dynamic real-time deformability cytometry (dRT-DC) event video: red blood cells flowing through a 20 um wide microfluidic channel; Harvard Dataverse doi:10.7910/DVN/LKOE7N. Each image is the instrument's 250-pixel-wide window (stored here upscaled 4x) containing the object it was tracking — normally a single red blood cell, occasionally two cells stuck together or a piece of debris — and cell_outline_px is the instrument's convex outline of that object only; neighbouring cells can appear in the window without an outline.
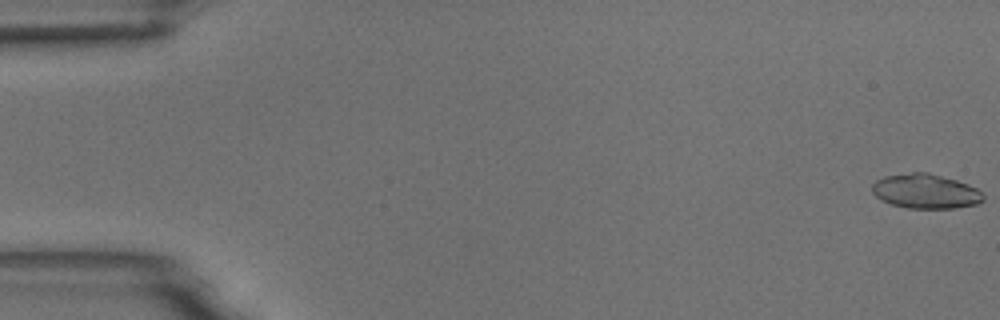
{"species": "common noctule bat (a hibernating species)", "species_latin": "Nyctalus noctula", "temperature_condition": "room temperature", "stored_images_in_passage": 55, "camera_frame_rate_fps": 3000, "um_per_image_px": 0.085, "animal": {"sex": "male", "body_mass_g": 18.8}, "frame": {"image": 1, "passage_image": 1, "time_ms": 0.0, "image_size_px": [1000, 320], "cell_outline_px": [[984, 200], [976, 204], [952, 208], [908, 208], [892, 204], [876, 196], [872, 192], [872, 184], [876, 180], [884, 176], [912, 172], [928, 172], [956, 180], [968, 184], [976, 188], [984, 196]], "centroid_in_image_um": [78.67, 16.25], "position_along_channel_um": 6.3, "area_um2": 22.2}}
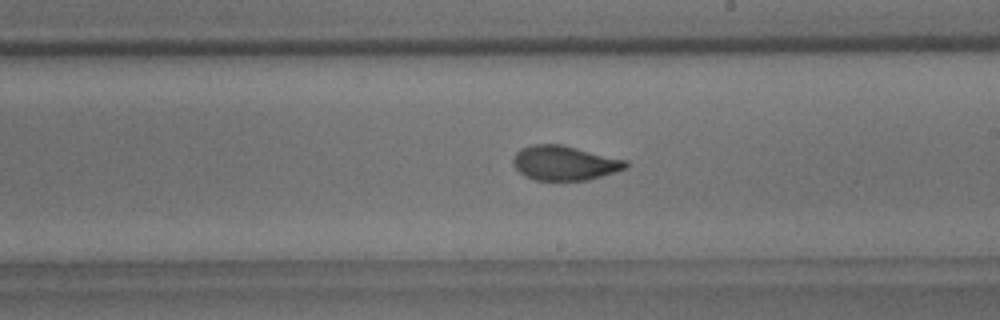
{"frame": {"image": 2, "passage_image": 32, "time_ms": 10.333, "image_size_px": [1000, 320], "cell_outline_px": [[628, 168], [616, 172], [588, 180], [536, 180], [524, 176], [512, 164], [512, 160], [516, 152], [520, 148], [532, 144], [560, 144], [628, 160]], "centroid_in_image_um": [47.99, 13.85], "position_along_channel_um": 241.0, "area_um2": 22.83}}
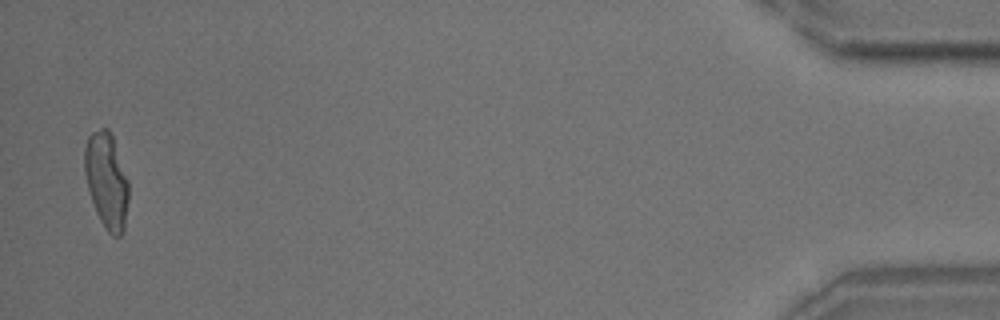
{"frame": {"image": 3, "passage_image": 54, "time_ms": 17.667, "image_size_px": [1000, 320], "cell_outline_px": [[128, 200], [124, 232], [120, 236], [112, 236], [108, 232], [100, 220], [96, 212], [88, 188], [84, 172], [84, 148], [88, 136], [92, 132], [100, 128], [108, 128], [112, 132], [128, 180]], "centroid_in_image_um": [9.06, 15.32], "position_along_channel_um": 426.1, "area_um2": 24.8}, "authors_computed_cell_mechanics": {"area_um2": 23.0622, "velocity_mm_per_s": 3.7167, "shape_relaxation_time_tau1_ms": 5.4523, "shape_relaxation_time_tau2_ms": 1.2278, "deformation_change_tau1": 0.1562, "deformation_change_tau2": 0.0528}}